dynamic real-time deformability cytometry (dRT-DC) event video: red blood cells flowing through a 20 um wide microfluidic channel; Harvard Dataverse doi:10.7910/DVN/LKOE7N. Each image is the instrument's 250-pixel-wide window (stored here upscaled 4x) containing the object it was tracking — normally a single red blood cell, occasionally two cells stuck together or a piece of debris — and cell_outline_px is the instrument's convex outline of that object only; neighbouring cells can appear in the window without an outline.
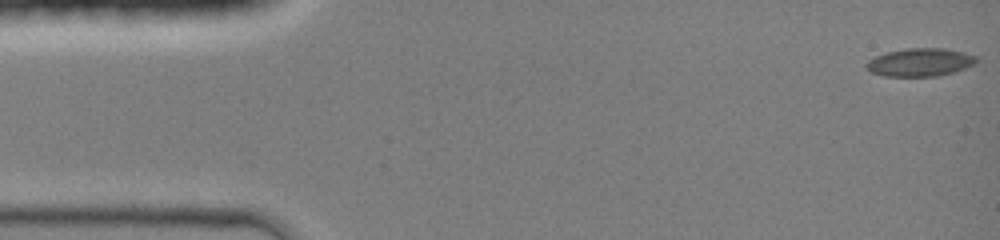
{"species": "common noctule bat (a hibernating species)", "species_latin": "Nyctalus noctula", "temperature_condition": "room temperature", "stored_images_in_passage": 45, "camera_frame_rate_fps": 3000, "um_per_image_px": 0.085, "animal": {"sex": "female", "body_mass_g": 19.0, "forearm_length_mm": 51.5}, "frame": {"image": 1, "passage_image": 1, "time_ms": 0.0, "image_size_px": [1000, 240], "cell_outline_px": [[980, 60], [976, 64], [952, 72], [936, 76], [884, 76], [872, 72], [864, 68], [864, 64], [868, 60], [876, 56], [888, 52], [908, 48], [944, 48], [964, 52], [976, 56]], "centroid_in_image_um": [78.21, 5.29], "position_along_channel_um": 6.8, "area_um2": 18.03}}
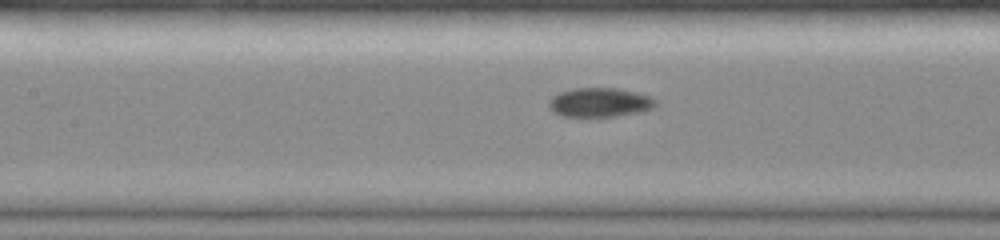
{"frame": {"image": 2, "passage_image": 20, "time_ms": 6.333, "image_size_px": [1000, 240], "cell_outline_px": [[656, 104], [652, 108], [644, 112], [616, 116], [560, 116], [552, 112], [548, 108], [548, 100], [552, 96], [560, 92], [572, 88], [616, 88], [636, 92], [648, 96], [656, 100]], "centroid_in_image_um": [50.94, 8.71], "position_along_channel_um": 156.5, "area_um2": 18.32}}
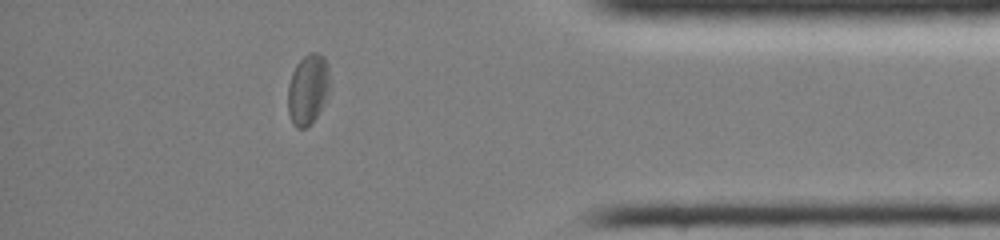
{"frame": {"image": 3, "passage_image": 39, "time_ms": 12.667, "image_size_px": [1000, 240], "cell_outline_px": [[332, 88], [316, 116], [304, 128], [296, 128], [292, 124], [288, 112], [288, 84], [292, 72], [296, 64], [308, 52], [316, 52], [324, 56], [328, 64]], "centroid_in_image_um": [26.19, 7.55], "position_along_channel_um": 409.0, "area_um2": 17.51}}